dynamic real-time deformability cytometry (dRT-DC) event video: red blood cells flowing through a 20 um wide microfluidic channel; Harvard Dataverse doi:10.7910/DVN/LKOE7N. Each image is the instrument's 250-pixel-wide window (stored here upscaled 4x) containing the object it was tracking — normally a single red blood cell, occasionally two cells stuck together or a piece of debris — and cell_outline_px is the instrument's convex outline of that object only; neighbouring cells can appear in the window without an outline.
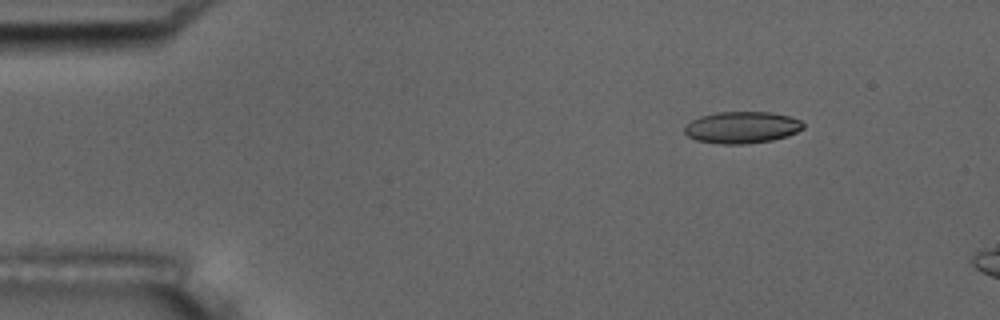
{"species": "common noctule bat (a hibernating species)", "species_latin": "Nyctalus noctula", "temperature_condition": "room temperature", "stored_images_in_passage": 3, "camera_frame_rate_fps": 3000, "um_per_image_px": 0.085, "animal": {"sex": "male", "body_mass_g": 17.5, "forearm_length_mm": 52.3}, "frame": {"image": 1, "passage_image": 1, "time_ms": 0.0, "image_size_px": [1000, 320], "cell_outline_px": [[804, 128], [788, 136], [772, 140], [744, 144], [720, 144], [696, 140], [688, 136], [684, 132], [684, 124], [700, 116], [716, 112], [772, 112], [788, 116], [800, 120], [804, 124]], "centroid_in_image_um": [63.04, 10.83], "position_along_channel_um": 22.0, "area_um2": 22.08}}